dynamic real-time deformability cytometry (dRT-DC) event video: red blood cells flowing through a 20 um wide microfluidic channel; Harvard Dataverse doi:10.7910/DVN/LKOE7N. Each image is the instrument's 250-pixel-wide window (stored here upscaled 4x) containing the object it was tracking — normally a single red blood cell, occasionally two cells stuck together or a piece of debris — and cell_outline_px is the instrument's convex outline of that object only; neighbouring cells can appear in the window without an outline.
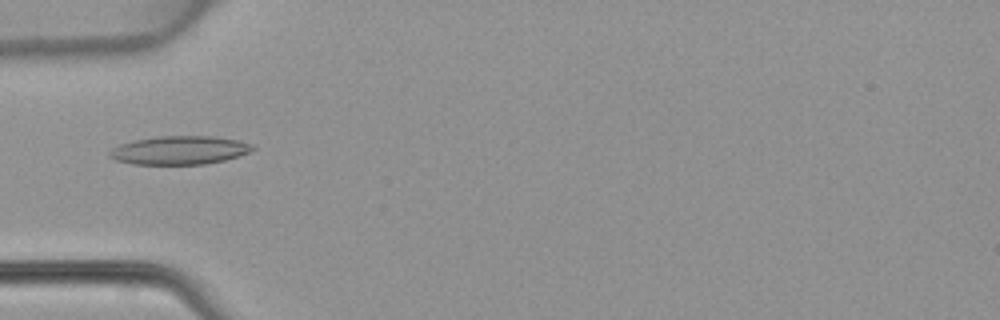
{"species": "common noctule bat (a hibernating species)", "species_latin": "Nyctalus noctula", "temperature_condition": "warm", "stored_images_in_passage": 48, "camera_frame_rate_fps": 3000, "um_per_image_px": 0.085, "animal": {"sex": "female", "body_mass_g": 22.7, "forearm_length_mm": 54.2}, "frame": {"image": 1, "passage_image": 16, "time_ms": 5.0, "image_size_px": [1000, 320], "cell_outline_px": [[256, 148], [252, 152], [224, 160], [204, 164], [132, 164], [116, 160], [108, 156], [108, 152], [112, 148], [120, 144], [136, 140], [156, 136], [212, 136], [240, 140], [256, 144]], "centroid_in_image_um": [15.31, 12.76], "position_along_channel_um": 69.7, "area_um2": 23.99}}
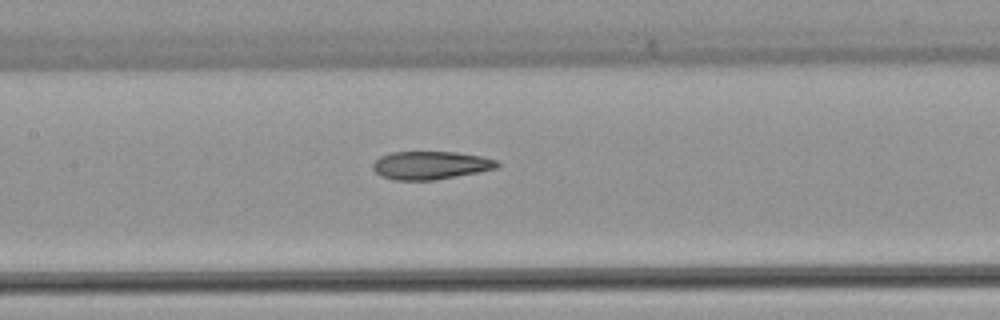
{"frame": {"image": 2, "passage_image": 23, "time_ms": 7.333, "image_size_px": [1000, 320], "cell_outline_px": [[500, 164], [496, 168], [436, 180], [392, 180], [380, 176], [372, 168], [372, 164], [380, 156], [392, 152], [456, 152], [480, 156], [496, 160]], "centroid_in_image_um": [36.55, 14.05], "position_along_channel_um": 170.9, "area_um2": 20.29}}
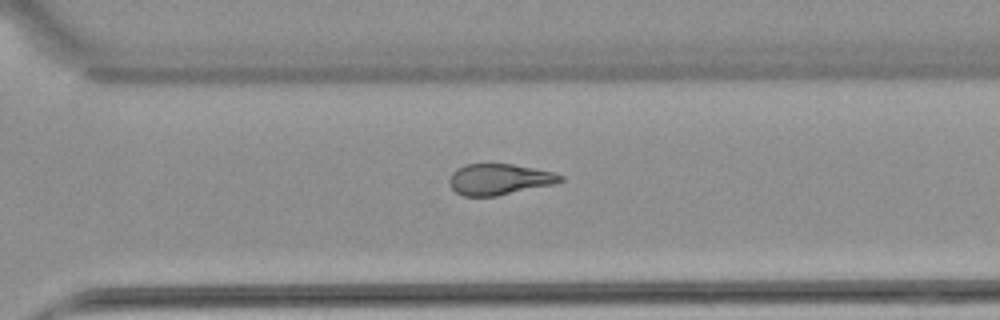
{"frame": {"image": 3, "passage_image": 34, "time_ms": 11.0, "image_size_px": [1000, 320], "cell_outline_px": [[564, 180], [552, 184], [496, 196], [464, 196], [456, 192], [448, 184], [448, 180], [452, 172], [456, 168], [464, 164], [512, 164], [556, 172], [564, 176]], "centroid_in_image_um": [42.41, 15.23], "position_along_channel_um": 328.2, "area_um2": 20.11}}